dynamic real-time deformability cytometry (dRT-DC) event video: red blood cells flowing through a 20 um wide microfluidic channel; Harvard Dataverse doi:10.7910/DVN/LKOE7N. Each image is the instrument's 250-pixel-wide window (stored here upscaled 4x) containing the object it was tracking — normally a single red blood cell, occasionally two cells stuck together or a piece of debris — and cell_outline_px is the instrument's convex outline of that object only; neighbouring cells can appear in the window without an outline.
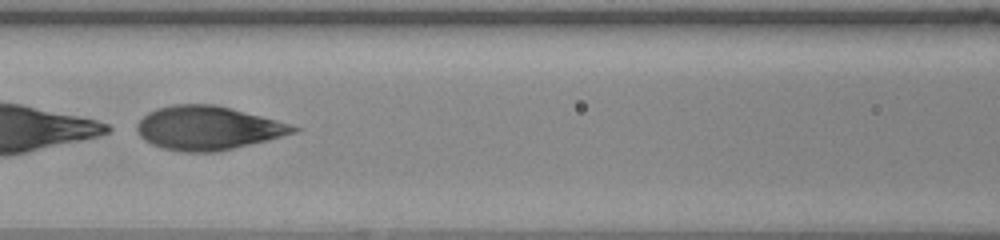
{"species": "human", "species_latin": "Homo sapiens", "temperature_condition": "warm", "stored_images_in_passage": 38, "camera_frame_rate_fps": 3000, "um_per_image_px": 0.085, "donor": {"sex": "female"}, "frame": {"image": 1, "passage_image": 12, "time_ms": 3.667, "image_size_px": [1000, 240], "cell_outline_px": [[300, 128], [296, 132], [268, 140], [216, 152], [180, 152], [164, 148], [152, 144], [144, 140], [140, 136], [136, 128], [136, 124], [148, 112], [156, 108], [172, 104], [212, 104], [260, 116], [288, 124]], "centroid_in_image_um": [17.6, 10.89], "position_along_channel_um": 149.0, "area_um2": 39.42}}
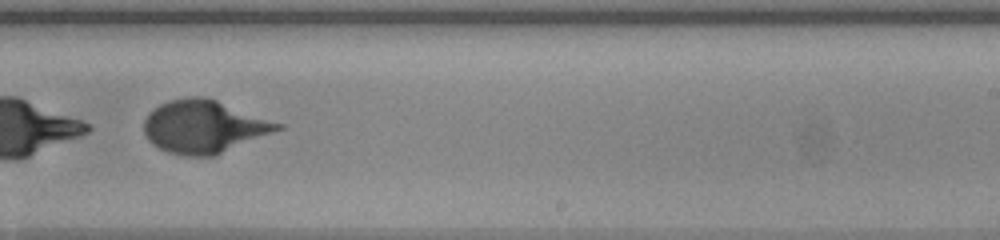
{"frame": {"image": 2, "passage_image": 21, "time_ms": 6.667, "image_size_px": [1000, 240], "cell_outline_px": [[284, 128], [216, 156], [188, 156], [168, 152], [152, 144], [148, 140], [144, 132], [144, 120], [160, 104], [168, 100], [188, 96], [200, 96], [216, 100], [284, 124]], "centroid_in_image_um": [17.36, 10.77], "position_along_channel_um": 271.6, "area_um2": 41.04}}
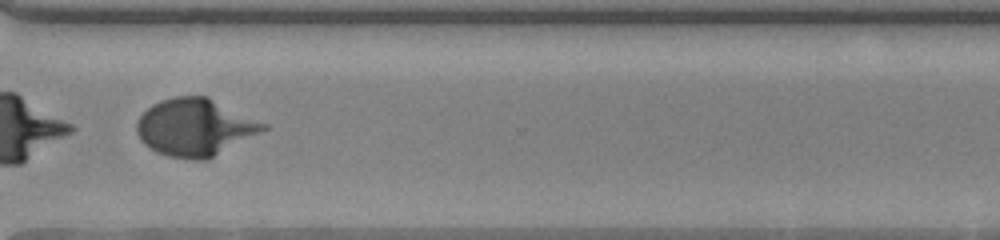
{"frame": {"image": 3, "passage_image": 27, "time_ms": 8.667, "image_size_px": [1000, 240], "cell_outline_px": [[268, 128], [208, 160], [192, 160], [168, 156], [156, 152], [144, 144], [140, 140], [136, 132], [136, 120], [152, 104], [160, 100], [176, 96], [208, 96], [268, 124]], "centroid_in_image_um": [16.56, 10.82], "position_along_channel_um": 354.0, "area_um2": 42.48}}